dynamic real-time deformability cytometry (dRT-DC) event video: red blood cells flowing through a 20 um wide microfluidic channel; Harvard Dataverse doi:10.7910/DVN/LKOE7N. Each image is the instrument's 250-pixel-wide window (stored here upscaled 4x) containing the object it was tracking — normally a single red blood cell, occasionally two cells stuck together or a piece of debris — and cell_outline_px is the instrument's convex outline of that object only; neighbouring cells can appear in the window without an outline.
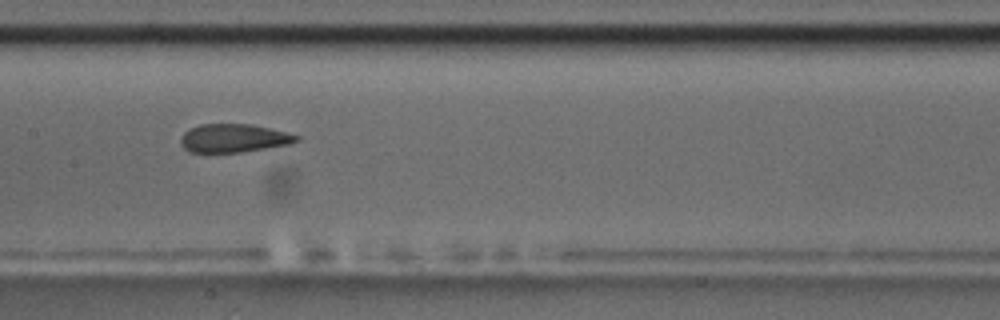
{"species": "common noctule bat (a hibernating species)", "species_latin": "Nyctalus noctula", "temperature_condition": "room temperature", "stored_images_in_passage": 11, "camera_frame_rate_fps": 3000, "um_per_image_px": 0.085, "animal": {"sex": "male", "body_mass_g": 17.5, "forearm_length_mm": 52.3}, "frame": {"image": 1, "passage_image": 4, "time_ms": 3.333, "image_size_px": [1000, 320], "cell_outline_px": [[300, 140], [292, 144], [240, 152], [188, 152], [180, 144], [180, 140], [184, 132], [188, 128], [200, 124], [252, 124], [300, 136]], "centroid_in_image_um": [19.85, 11.74], "position_along_channel_um": 187.6, "area_um2": 19.19}, "authors_computed_cell_mechanics": {"area_um2": 20.1722, "velocity_mm_per_s": 3.5264, "shape_relaxation_time_tau1_ms": null, "shape_relaxation_time_tau2_ms": 1.6965, "deformation_change_tau1": null, "deformation_change_tau2": 0.0524}}